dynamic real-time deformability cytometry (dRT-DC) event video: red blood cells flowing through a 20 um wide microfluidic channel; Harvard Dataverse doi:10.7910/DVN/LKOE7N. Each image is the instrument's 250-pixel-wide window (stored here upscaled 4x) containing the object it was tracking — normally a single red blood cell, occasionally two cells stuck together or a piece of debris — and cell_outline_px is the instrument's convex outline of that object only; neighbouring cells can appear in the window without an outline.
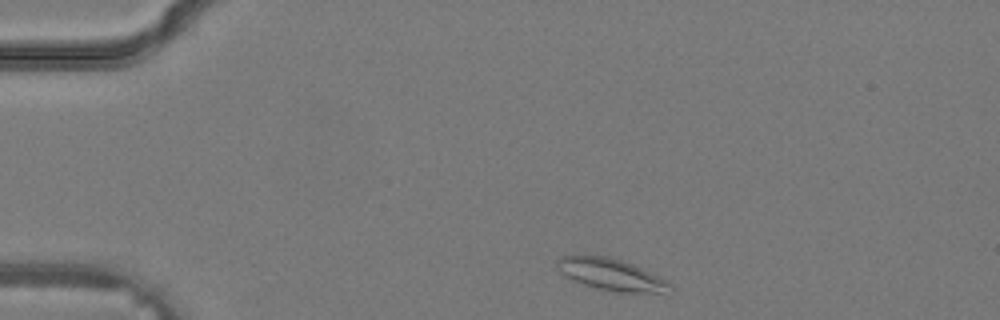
{"species": "common noctule bat (a hibernating species)", "species_latin": "Nyctalus noctula", "temperature_condition": "warm", "stored_images_in_passage": 30, "camera_frame_rate_fps": 3000, "um_per_image_px": 0.085, "animal": {"sex": "male", "body_mass_g": 19.2, "forearm_length_mm": 51.8}, "frame": {"image": 1, "passage_image": 2, "time_ms": 0.333, "image_size_px": [1000, 320], "cell_outline_px": [[676, 288], [660, 292], [620, 292], [596, 288], [572, 280], [564, 276], [556, 264], [556, 260], [560, 256], [608, 256], [632, 264], [672, 284]], "centroid_in_image_um": [51.9, 23.33], "position_along_channel_um": 33.1, "area_um2": 20.35}}
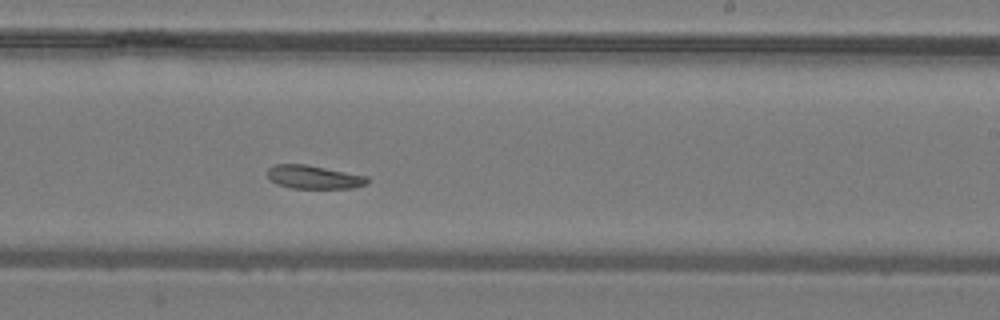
{"frame": {"image": 2, "passage_image": 17, "time_ms": 5.333, "image_size_px": [1000, 320], "cell_outline_px": [[368, 184], [352, 188], [292, 188], [276, 184], [268, 176], [268, 168], [276, 164], [304, 164], [368, 176]], "centroid_in_image_um": [26.69, 15.05], "position_along_channel_um": 262.3, "area_um2": 13.53}}
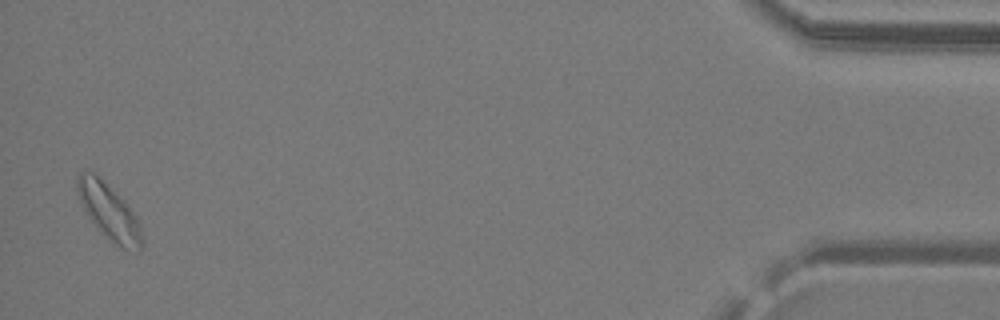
{"frame": {"image": 3, "passage_image": 30, "time_ms": 9.667, "image_size_px": [1000, 320], "cell_outline_px": [[144, 244], [140, 252], [136, 252], [120, 248], [100, 232], [96, 228], [84, 208], [76, 192], [76, 176], [80, 172], [96, 172], [128, 204], [136, 216], [144, 240]], "centroid_in_image_um": [9.29, 18.01], "position_along_channel_um": 425.9, "area_um2": 21.44}}